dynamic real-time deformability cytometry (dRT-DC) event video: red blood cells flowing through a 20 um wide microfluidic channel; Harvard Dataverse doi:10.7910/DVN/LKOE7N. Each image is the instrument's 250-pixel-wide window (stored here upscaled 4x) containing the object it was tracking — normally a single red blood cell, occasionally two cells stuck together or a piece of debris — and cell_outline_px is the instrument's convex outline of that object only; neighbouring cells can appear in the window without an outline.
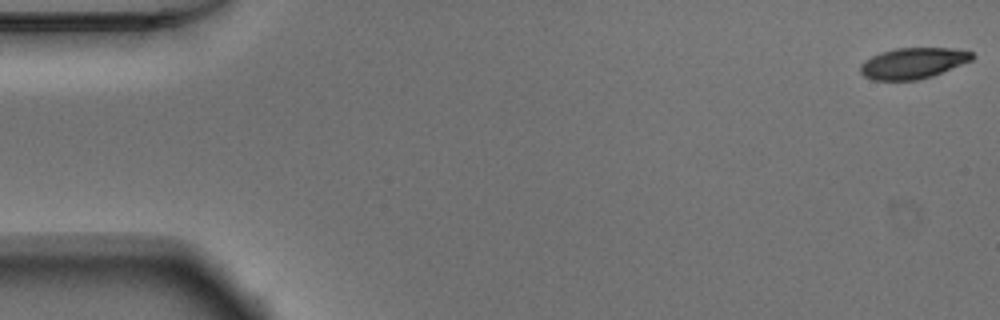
{"species": "Egyptian fruit bat (a non-hibernating species)", "species_latin": "Rousettus aegyptiacus", "temperature_condition": "warm", "stored_images_in_passage": 12, "camera_frame_rate_fps": 3000, "um_per_image_px": 0.085, "animal": {"sex": "male"}, "frame": {"image": 1, "passage_image": 1, "time_ms": 0.0, "image_size_px": [1000, 320], "cell_outline_px": [[976, 56], [972, 60], [932, 76], [916, 80], [872, 80], [864, 76], [860, 72], [860, 64], [864, 60], [880, 52], [896, 48], [952, 48], [972, 52]], "centroid_in_image_um": [77.59, 5.36], "position_along_channel_um": 7.4, "area_um2": 20.17}}